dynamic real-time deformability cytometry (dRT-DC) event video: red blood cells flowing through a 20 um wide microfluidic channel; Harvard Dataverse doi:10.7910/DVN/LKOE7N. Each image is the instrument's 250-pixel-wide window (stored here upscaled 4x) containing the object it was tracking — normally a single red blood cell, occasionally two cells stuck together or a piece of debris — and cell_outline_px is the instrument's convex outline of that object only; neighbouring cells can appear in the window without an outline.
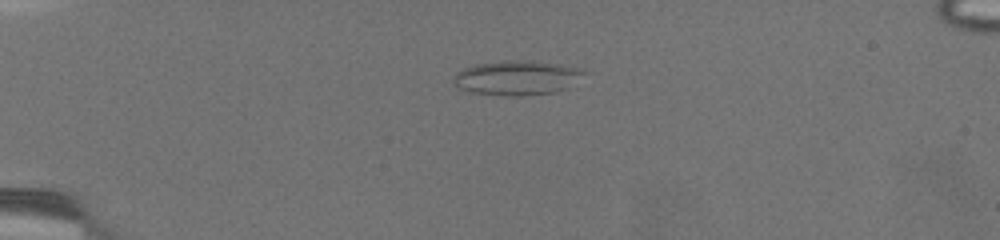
{"species": "common noctule bat (a hibernating species)", "species_latin": "Nyctalus noctula", "temperature_condition": "warm", "stored_images_in_passage": 54, "camera_frame_rate_fps": 3000, "um_per_image_px": 0.085, "animal": {"sex": "female", "body_mass_g": 19.5, "forearm_length_mm": 54.1}, "frame": {"image": 1, "passage_image": 1, "time_ms": 0.0, "image_size_px": [1000, 240], "cell_outline_px": [[584, 72], [568, 88], [552, 92], [520, 96], [504, 96], [468, 92], [460, 88], [452, 80], [456, 72], [464, 68], [476, 64], [508, 60], [524, 60], [556, 64], [576, 68]], "centroid_in_image_um": [43.84, 6.62], "position_along_channel_um": 41.2, "area_um2": 25.84}}
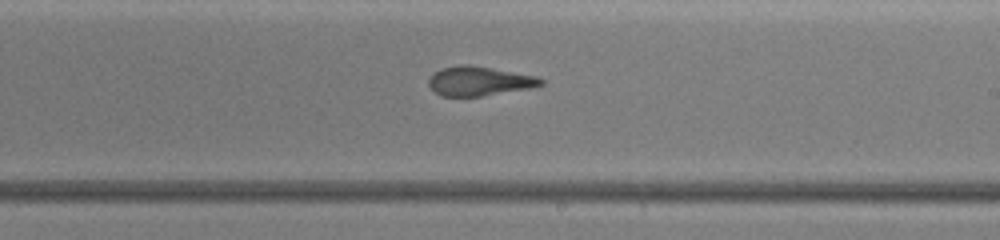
{"frame": {"image": 2, "passage_image": 27, "time_ms": 8.667, "image_size_px": [1000, 240], "cell_outline_px": [[544, 84], [528, 88], [480, 96], [440, 96], [428, 84], [428, 80], [440, 68], [460, 64], [468, 64], [536, 76], [544, 80]], "centroid_in_image_um": [40.71, 6.88], "position_along_channel_um": 248.3, "area_um2": 18.84}}
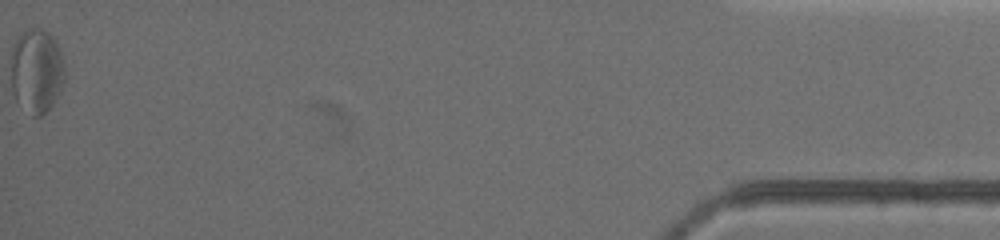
{"frame": {"image": 3, "passage_image": 54, "time_ms": 17.667, "image_size_px": [1000, 240], "cell_outline_px": [[64, 80], [60, 92], [56, 100], [40, 116], [32, 116], [12, 88], [12, 48], [16, 36], [20, 32], [28, 28], [40, 28], [48, 32], [56, 40], [64, 64]], "centroid_in_image_um": [3.13, 5.93], "position_along_channel_um": 432.1, "area_um2": 26.01}, "authors_computed_cell_mechanics": {"area_um2": 20.5479, "velocity_mm_per_s": 3.0004, "shape_relaxation_time_tau1_ms": null, "shape_relaxation_time_tau2_ms": 1.9966, "deformation_change_tau1": null, "deformation_change_tau2": 0.1068}}